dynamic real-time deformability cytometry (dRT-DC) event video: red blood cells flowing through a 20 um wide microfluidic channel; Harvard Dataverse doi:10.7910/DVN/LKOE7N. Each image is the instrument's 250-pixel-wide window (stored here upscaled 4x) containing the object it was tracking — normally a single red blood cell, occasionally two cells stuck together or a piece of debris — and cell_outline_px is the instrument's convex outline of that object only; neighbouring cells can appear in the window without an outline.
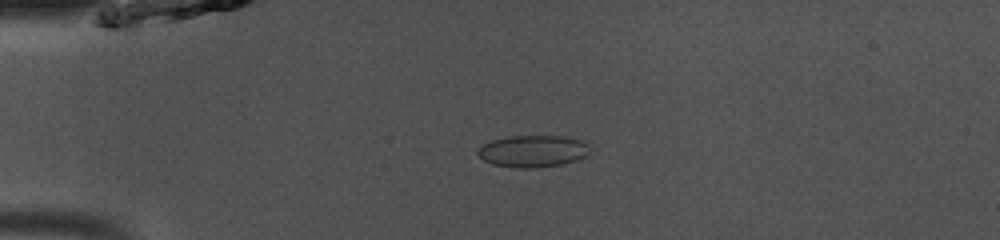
{"species": "common noctule bat (a hibernating species)", "species_latin": "Nyctalus noctula", "temperature_condition": "room temperature", "stored_images_in_passage": 49, "camera_frame_rate_fps": 3000, "um_per_image_px": 0.085, "animal": {"sex": "male", "body_mass_g": 13.0, "forearm_length_mm": 53.1}, "frame": {"image": 1, "passage_image": 12, "time_ms": 3.667, "image_size_px": [1000, 240], "cell_outline_px": [[588, 156], [564, 164], [532, 168], [516, 168], [492, 164], [484, 160], [476, 152], [484, 144], [492, 140], [512, 136], [560, 136], [580, 140], [588, 144]], "centroid_in_image_um": [45.3, 12.86], "position_along_channel_um": 39.7, "area_um2": 20.69}}
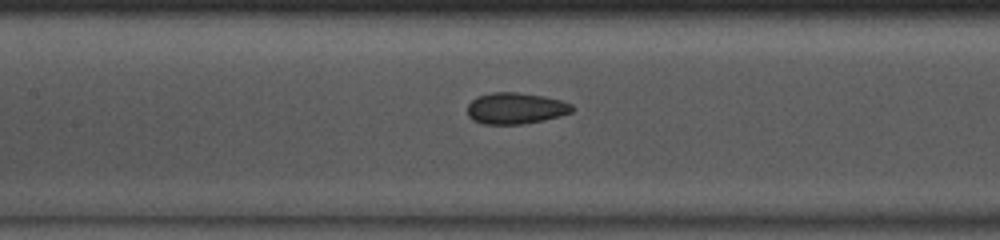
{"frame": {"image": 2, "passage_image": 23, "time_ms": 7.333, "image_size_px": [1000, 240], "cell_outline_px": [[576, 108], [572, 112], [560, 116], [544, 120], [520, 124], [484, 124], [472, 120], [468, 116], [468, 104], [476, 96], [492, 92], [516, 92], [544, 96], [560, 100], [572, 104]], "centroid_in_image_um": [43.83, 9.2], "position_along_channel_um": 163.6, "area_um2": 19.25}}
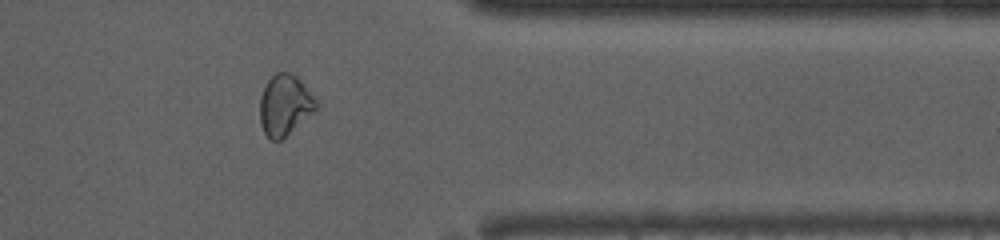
{"frame": {"image": 3, "passage_image": 40, "time_ms": 13.0, "image_size_px": [1000, 240], "cell_outline_px": [[320, 108], [316, 112], [280, 140], [272, 140], [264, 132], [260, 124], [260, 96], [268, 80], [276, 72], [292, 72], [300, 80], [320, 104]], "centroid_in_image_um": [24.24, 8.93], "position_along_channel_um": 387.2, "area_um2": 20.11}, "authors_computed_cell_mechanics": {"area_um2": 20.1722, "velocity_mm_per_s": 4.1076, "shape_relaxation_time_tau1_ms": null, "shape_relaxation_time_tau2_ms": 1.5375, "deformation_change_tau1": null, "deformation_change_tau2": 0.0606}}